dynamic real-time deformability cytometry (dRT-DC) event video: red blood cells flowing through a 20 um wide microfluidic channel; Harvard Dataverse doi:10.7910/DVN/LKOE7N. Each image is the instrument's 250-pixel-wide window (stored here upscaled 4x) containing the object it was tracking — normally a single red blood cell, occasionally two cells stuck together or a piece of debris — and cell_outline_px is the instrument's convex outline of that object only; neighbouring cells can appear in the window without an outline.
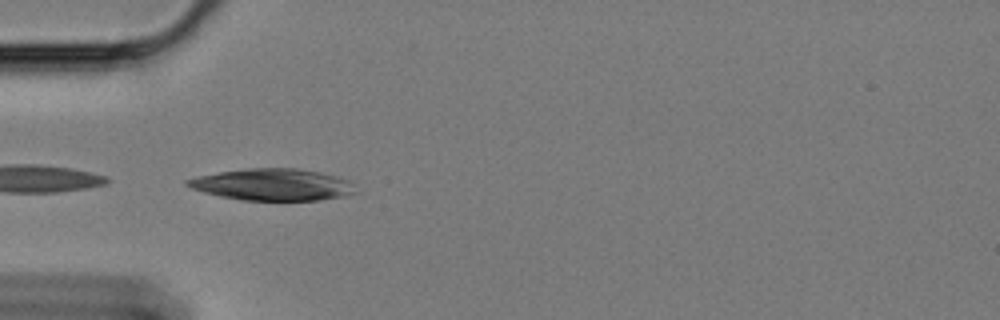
{"species": "Egyptian fruit bat (a non-hibernating species)", "species_latin": "Rousettus aegyptiacus", "temperature_condition": "cold", "stored_images_in_passage": 20, "camera_frame_rate_fps": 3000, "um_per_image_px": 0.085, "animal": {"sex": "female"}, "frame": {"image": 1, "passage_image": 1, "time_ms": 0.0, "image_size_px": [1000, 320], "cell_outline_px": [[356, 192], [344, 196], [320, 200], [240, 200], [220, 196], [204, 192], [192, 188], [184, 184], [184, 180], [200, 176], [220, 172], [248, 168], [296, 168], [320, 172], [336, 176], [348, 180], [352, 184]], "centroid_in_image_um": [23.17, 15.69], "position_along_channel_um": 61.8, "area_um2": 30.92}}
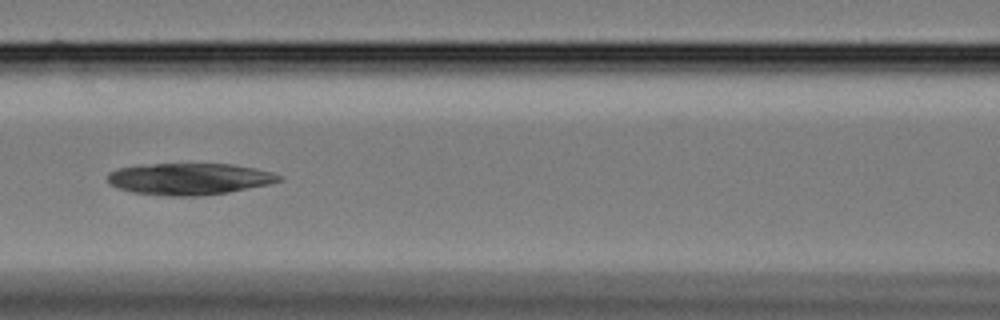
{"frame": {"image": 2, "passage_image": 9, "time_ms": 2.667, "image_size_px": [1000, 320], "cell_outline_px": [[280, 180], [268, 184], [228, 192], [200, 196], [168, 196], [132, 192], [108, 184], [108, 172], [120, 168], [152, 164], [232, 164], [256, 168], [272, 172], [280, 176]], "centroid_in_image_um": [16.08, 15.21], "position_along_channel_um": 150.5, "area_um2": 31.33}}
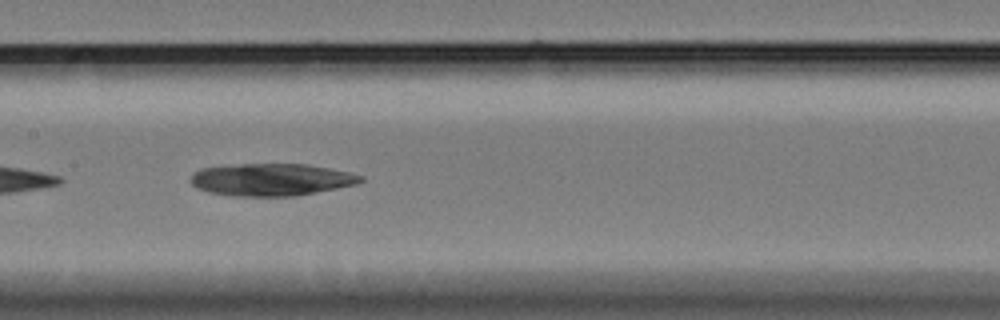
{"frame": {"image": 3, "passage_image": 12, "time_ms": 3.667, "image_size_px": [1000, 320], "cell_outline_px": [[364, 180], [356, 184], [296, 196], [228, 196], [208, 192], [196, 188], [192, 184], [192, 172], [200, 168], [244, 164], [308, 164], [348, 172], [364, 176]], "centroid_in_image_um": [23.04, 15.27], "position_along_channel_um": 184.4, "area_um2": 31.96}}